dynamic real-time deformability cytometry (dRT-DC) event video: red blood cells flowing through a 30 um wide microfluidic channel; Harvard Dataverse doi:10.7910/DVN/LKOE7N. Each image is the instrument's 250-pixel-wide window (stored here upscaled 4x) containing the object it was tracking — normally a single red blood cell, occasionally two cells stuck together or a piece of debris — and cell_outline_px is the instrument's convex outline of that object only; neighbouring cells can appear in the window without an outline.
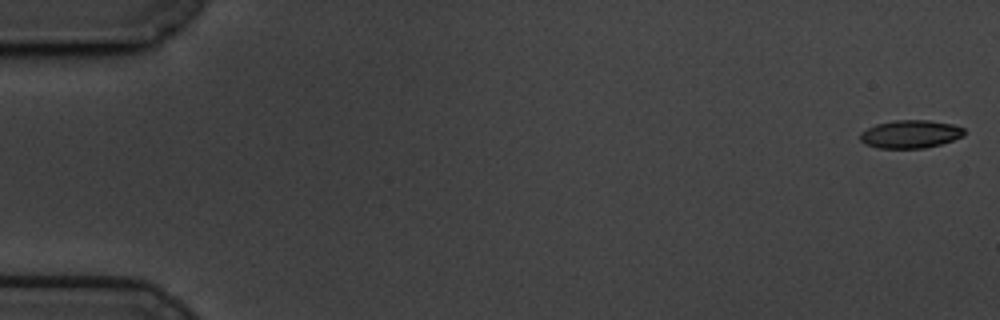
{"species": "common noctule bat (a hibernating species)", "species_latin": "Nyctalus noctula", "temperature_condition": "cold", "stored_images_in_passage": 59, "camera_frame_rate_fps": 3000, "um_per_image_px": 0.085, "animal": {"sex": "male", "body_mass_g": 19.5, "forearm_length_mm": 54.6}, "frame": {"image": 1, "passage_image": 1, "time_ms": 0.0, "image_size_px": [1000, 320], "cell_outline_px": [[964, 136], [940, 144], [924, 148], [880, 148], [864, 144], [860, 140], [860, 132], [876, 124], [896, 120], [928, 120], [952, 124], [964, 128]], "centroid_in_image_um": [77.37, 11.4], "position_along_channel_um": 7.6, "area_um2": 16.94}}
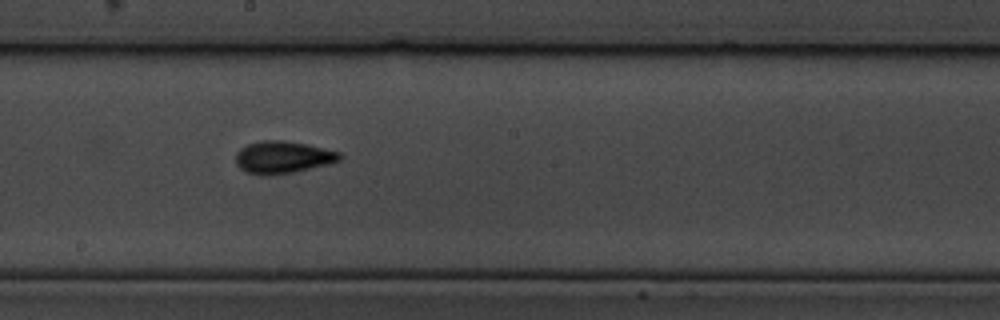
{"frame": {"image": 2, "passage_image": 33, "time_ms": 10.667, "image_size_px": [1000, 320], "cell_outline_px": [[344, 156], [340, 160], [328, 164], [292, 172], [264, 176], [260, 176], [244, 172], [236, 164], [236, 152], [240, 148], [248, 144], [264, 140], [284, 140], [308, 144], [340, 152]], "centroid_in_image_um": [24.02, 13.37], "position_along_channel_um": 224.2, "area_um2": 19.71}}
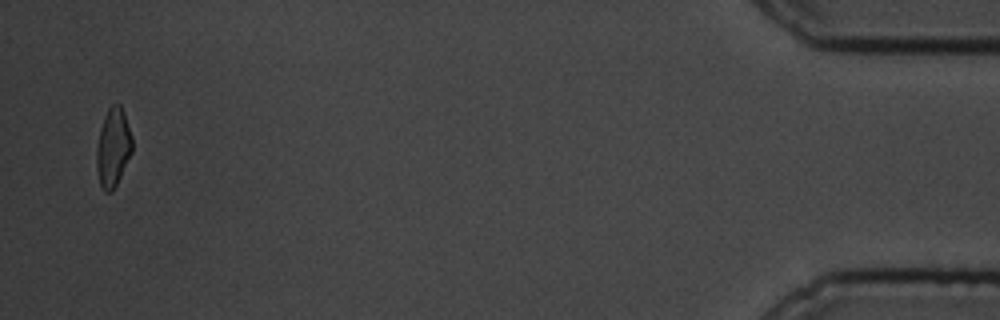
{"frame": {"image": 3, "passage_image": 58, "time_ms": 19.0, "image_size_px": [1000, 320], "cell_outline_px": [[132, 152], [112, 192], [104, 192], [100, 184], [96, 168], [96, 148], [100, 128], [104, 116], [108, 108], [112, 104], [120, 104], [124, 112], [132, 136]], "centroid_in_image_um": [9.6, 12.52], "position_along_channel_um": 425.6, "area_um2": 16.36}, "authors_computed_cell_mechanics": {"area_um2": 17.5712, "velocity_mm_per_s": 3.4085, "shape_relaxation_time_tau1_ms": 3.7052, "shape_relaxation_time_tau2_ms": 2.428, "deformation_change_tau1": 0.132, "deformation_change_tau2": 0.0848}}